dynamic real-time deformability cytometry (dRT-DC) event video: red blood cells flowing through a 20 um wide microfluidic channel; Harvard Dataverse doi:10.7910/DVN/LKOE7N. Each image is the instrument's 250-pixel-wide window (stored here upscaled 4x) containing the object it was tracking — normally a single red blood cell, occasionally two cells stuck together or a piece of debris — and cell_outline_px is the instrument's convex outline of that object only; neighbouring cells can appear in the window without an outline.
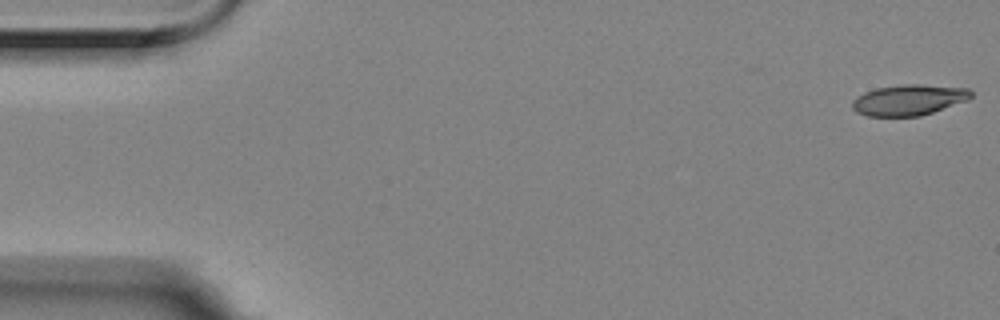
{"species": "Egyptian fruit bat (a non-hibernating species)", "species_latin": "Rousettus aegyptiacus", "temperature_condition": "room temperature", "stored_images_in_passage": 11, "camera_frame_rate_fps": 3000, "um_per_image_px": 0.085, "animal": {"sex": "female"}, "frame": {"image": 1, "passage_image": 1, "time_ms": 0.0, "image_size_px": [1000, 320], "cell_outline_px": [[972, 96], [968, 100], [920, 116], [868, 116], [856, 112], [852, 108], [852, 100], [856, 96], [864, 92], [876, 88], [904, 84], [920, 84], [968, 88], [972, 92]], "centroid_in_image_um": [77.23, 8.49], "position_along_channel_um": 7.8, "area_um2": 21.33}}